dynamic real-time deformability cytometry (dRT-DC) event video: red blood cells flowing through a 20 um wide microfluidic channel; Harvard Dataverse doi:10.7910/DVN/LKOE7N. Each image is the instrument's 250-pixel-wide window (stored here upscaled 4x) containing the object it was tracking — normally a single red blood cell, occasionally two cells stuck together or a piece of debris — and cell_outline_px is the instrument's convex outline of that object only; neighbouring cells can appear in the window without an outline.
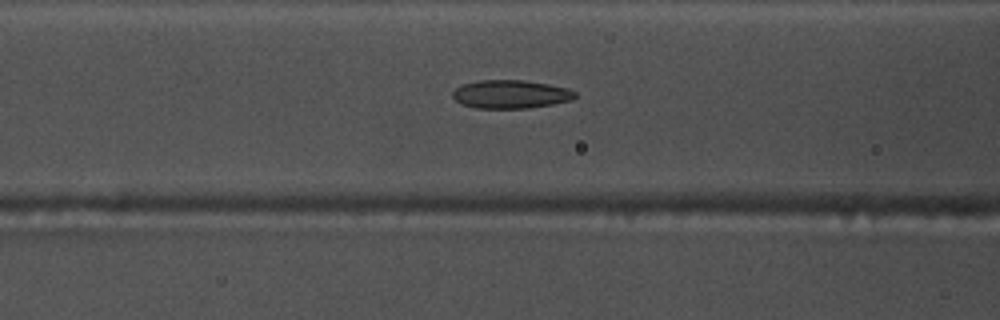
{"species": "common noctule bat (a hibernating species)", "species_latin": "Nyctalus noctula", "temperature_condition": "warm", "stored_images_in_passage": 42, "camera_frame_rate_fps": 3000, "um_per_image_px": 0.085, "animal": {"sex": "male", "body_mass_g": 17.5, "forearm_length_mm": 52.3}, "frame": {"image": 1, "passage_image": 10, "time_ms": 3.0, "image_size_px": [1000, 320], "cell_outline_px": [[576, 96], [572, 100], [552, 104], [528, 108], [476, 108], [464, 104], [456, 100], [452, 96], [452, 92], [456, 88], [464, 84], [480, 80], [524, 80], [548, 84], [568, 88], [576, 92]], "centroid_in_image_um": [43.43, 8.0], "position_along_channel_um": 123.2, "area_um2": 20.11}}
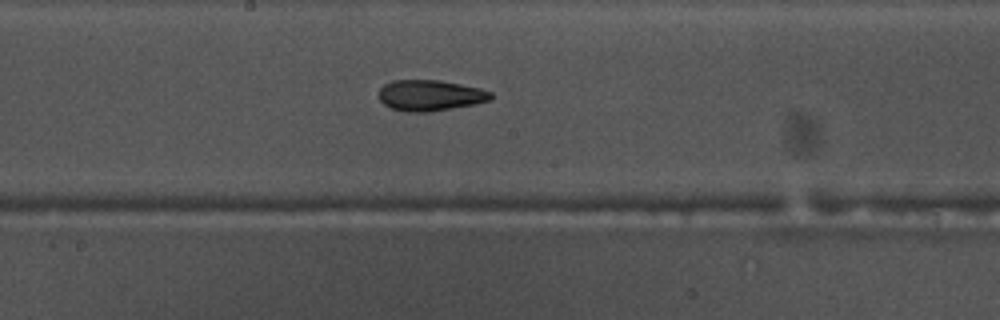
{"frame": {"image": 2, "passage_image": 17, "time_ms": 5.333, "image_size_px": [1000, 320], "cell_outline_px": [[492, 100], [476, 104], [428, 112], [404, 112], [392, 108], [384, 104], [380, 100], [380, 88], [384, 84], [392, 80], [440, 80], [480, 88], [492, 92]], "centroid_in_image_um": [36.58, 8.11], "position_along_channel_um": 211.6, "area_um2": 20.23}}
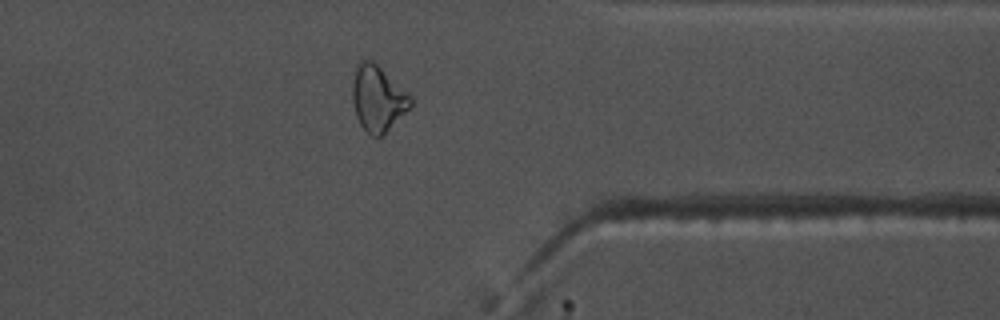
{"frame": {"image": 3, "passage_image": 31, "time_ms": 10.0, "image_size_px": [1000, 320], "cell_outline_px": [[412, 104], [384, 136], [372, 136], [360, 124], [356, 116], [352, 100], [352, 84], [356, 68], [364, 60], [372, 60], [412, 96]], "centroid_in_image_um": [32.12, 8.4], "position_along_channel_um": 379.3, "area_um2": 22.02}, "authors_computed_cell_mechanics": {"area_um2": 20.7502, "velocity_mm_per_s": 3.8065, "shape_relaxation_time_tau1_ms": null, "shape_relaxation_time_tau2_ms": 5.1802, "deformation_change_tau1": null, "deformation_change_tau2": 0.1272}}